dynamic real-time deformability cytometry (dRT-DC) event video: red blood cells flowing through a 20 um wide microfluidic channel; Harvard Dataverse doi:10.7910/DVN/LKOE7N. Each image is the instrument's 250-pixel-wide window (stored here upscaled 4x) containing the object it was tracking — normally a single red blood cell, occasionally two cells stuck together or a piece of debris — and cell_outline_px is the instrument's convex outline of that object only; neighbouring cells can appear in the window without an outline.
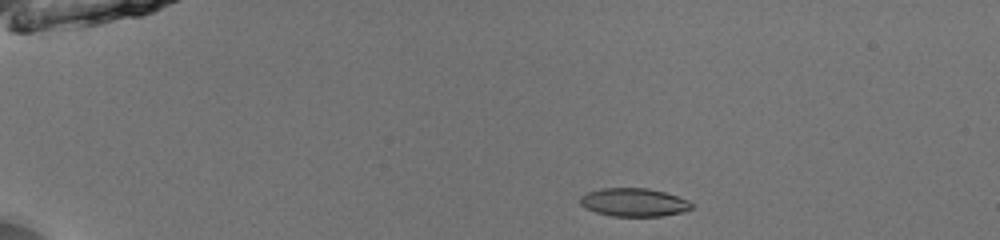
{"species": "common noctule bat (a hibernating species)", "species_latin": "Nyctalus noctula", "temperature_condition": "room temperature", "stored_images_in_passage": 42, "camera_frame_rate_fps": 3000, "um_per_image_px": 0.085, "animal": {"sex": "male", "body_mass_g": 13.0, "forearm_length_mm": 53.1}, "frame": {"image": 1, "passage_image": 1, "time_ms": 0.0, "image_size_px": [1000, 240], "cell_outline_px": [[692, 208], [684, 212], [660, 216], [612, 216], [596, 212], [584, 208], [580, 204], [580, 196], [588, 192], [604, 188], [648, 188], [664, 192], [688, 200], [692, 204]], "centroid_in_image_um": [53.87, 17.2], "position_along_channel_um": 31.1, "area_um2": 18.32}}
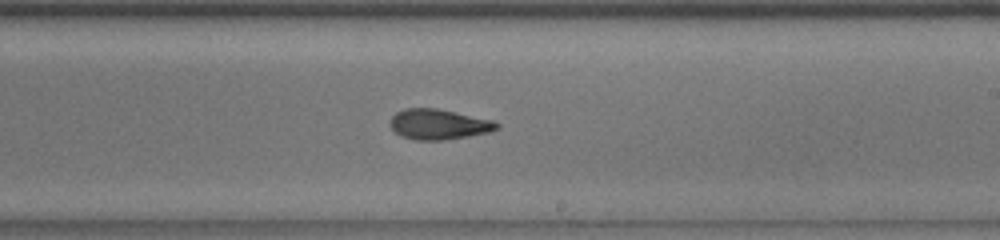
{"frame": {"image": 2, "passage_image": 23, "time_ms": 7.333, "image_size_px": [1000, 240], "cell_outline_px": [[500, 128], [492, 132], [444, 140], [416, 140], [400, 136], [388, 124], [392, 116], [396, 112], [404, 108], [436, 108], [492, 120], [500, 124]], "centroid_in_image_um": [37.28, 10.57], "position_along_channel_um": 251.7, "area_um2": 18.96}}
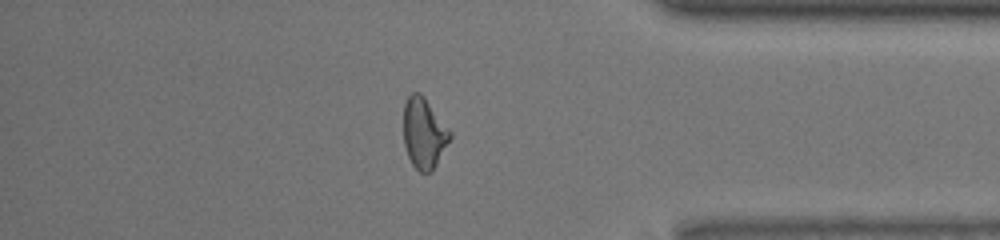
{"frame": {"image": 3, "passage_image": 35, "time_ms": 11.333, "image_size_px": [1000, 240], "cell_outline_px": [[452, 136], [432, 172], [420, 172], [412, 164], [408, 156], [404, 144], [404, 104], [408, 96], [412, 92], [420, 92], [424, 96], [452, 132]], "centroid_in_image_um": [36.04, 11.31], "position_along_channel_um": 399.2, "area_um2": 19.13}, "authors_computed_cell_mechanics": {"area_um2": 19.1318, "velocity_mm_per_s": 4.0536, "shape_relaxation_time_tau1_ms": 4.9437, "shape_relaxation_time_tau2_ms": 2.638, "deformation_change_tau1": 0.1583, "deformation_change_tau2": 0.0998}}